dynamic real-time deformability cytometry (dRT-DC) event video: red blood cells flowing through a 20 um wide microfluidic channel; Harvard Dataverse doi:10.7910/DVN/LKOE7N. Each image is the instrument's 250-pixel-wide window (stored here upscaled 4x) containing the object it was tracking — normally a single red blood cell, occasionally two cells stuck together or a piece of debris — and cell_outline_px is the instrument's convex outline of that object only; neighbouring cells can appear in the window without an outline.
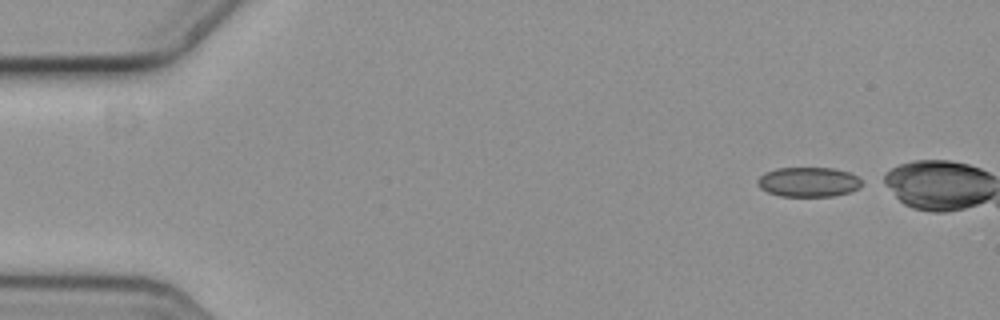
{"species": "common noctule bat (a hibernating species)", "species_latin": "Nyctalus noctula", "temperature_condition": "cold", "stored_images_in_passage": 10, "camera_frame_rate_fps": 3000, "um_per_image_px": 0.085, "animal": {"sex": "female", "body_mass_g": 19.3, "forearm_length_mm": 54.1}, "frame": {"image": 1, "passage_image": 1, "time_ms": 0.0, "image_size_px": [1000, 320], "cell_outline_px": [[860, 188], [848, 192], [832, 196], [780, 196], [768, 192], [760, 188], [756, 184], [756, 180], [764, 172], [776, 168], [832, 168], [848, 172], [856, 176], [860, 180]], "centroid_in_image_um": [68.66, 15.46], "position_along_channel_um": 16.3, "area_um2": 17.98}}